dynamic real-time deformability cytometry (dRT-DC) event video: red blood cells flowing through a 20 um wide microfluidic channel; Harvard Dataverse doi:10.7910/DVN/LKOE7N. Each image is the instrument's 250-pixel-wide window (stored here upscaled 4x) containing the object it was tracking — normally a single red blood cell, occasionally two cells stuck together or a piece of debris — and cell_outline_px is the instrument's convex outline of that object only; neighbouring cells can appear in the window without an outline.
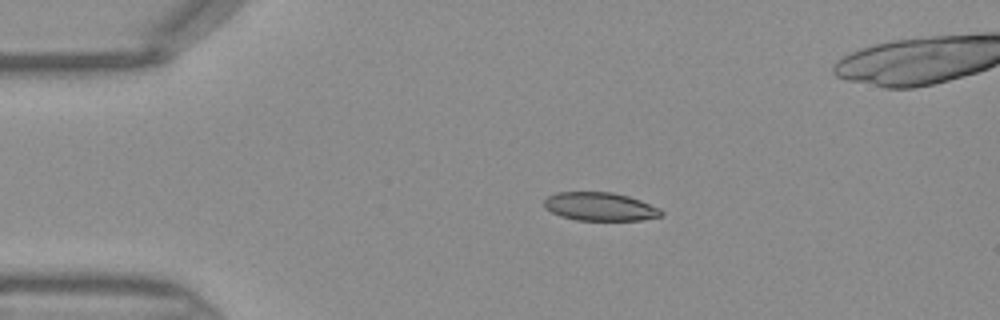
{"species": "Egyptian fruit bat (a non-hibernating species)", "species_latin": "Rousettus aegyptiacus", "temperature_condition": "warm", "stored_images_in_passage": 38, "camera_frame_rate_fps": 3000, "um_per_image_px": 0.085, "frame": {"image": 1, "passage_image": 1, "time_ms": 0.0, "image_size_px": [1000, 320], "cell_outline_px": [[664, 212], [660, 216], [640, 220], [576, 220], [560, 216], [544, 208], [544, 200], [548, 196], [556, 192], [612, 192], [628, 196], [640, 200], [660, 208]], "centroid_in_image_um": [50.98, 17.56], "position_along_channel_um": 34.0, "area_um2": 19.36}}
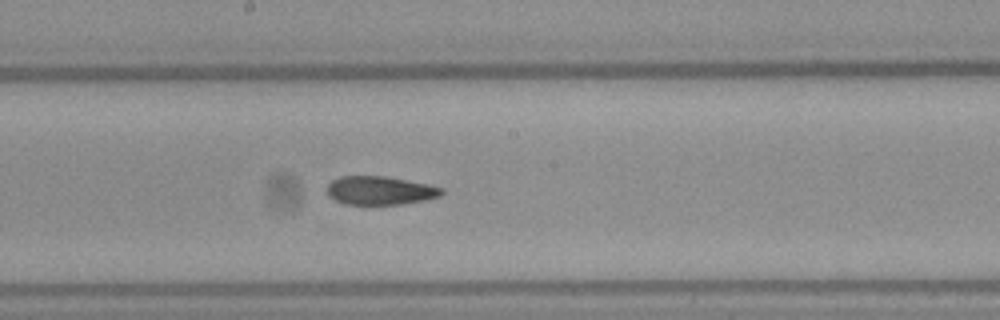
{"frame": {"image": 2, "passage_image": 16, "time_ms": 5.0, "image_size_px": [1000, 320], "cell_outline_px": [[444, 192], [440, 196], [424, 200], [400, 204], [344, 204], [328, 196], [328, 184], [332, 180], [340, 176], [384, 176], [428, 184], [444, 188]], "centroid_in_image_um": [32.31, 16.19], "position_along_channel_um": 215.9, "area_um2": 18.96}}
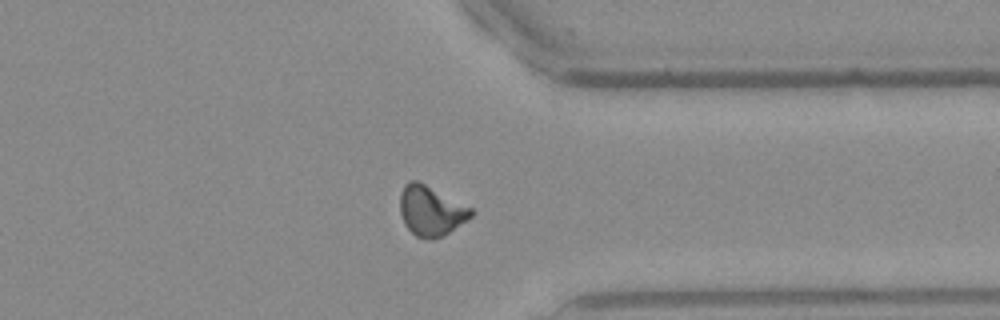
{"frame": {"image": 3, "passage_image": 27, "time_ms": 8.667, "image_size_px": [1000, 320], "cell_outline_px": [[472, 216], [444, 236], [432, 240], [416, 236], [404, 224], [400, 212], [400, 192], [404, 184], [408, 180], [416, 180], [472, 208]], "centroid_in_image_um": [36.6, 17.93], "position_along_channel_um": 374.8, "area_um2": 20.52}}